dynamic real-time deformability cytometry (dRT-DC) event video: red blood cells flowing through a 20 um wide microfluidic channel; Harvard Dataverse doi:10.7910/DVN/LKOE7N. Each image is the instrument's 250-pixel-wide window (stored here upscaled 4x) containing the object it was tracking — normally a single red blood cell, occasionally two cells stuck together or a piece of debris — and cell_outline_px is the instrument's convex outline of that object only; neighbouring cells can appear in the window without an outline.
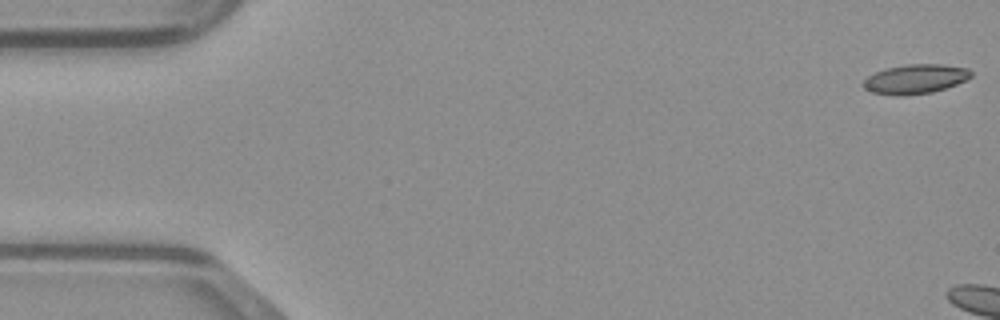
{"species": "common noctule bat (a hibernating species)", "species_latin": "Nyctalus noctula", "temperature_condition": "warm", "stored_images_in_passage": 10, "camera_frame_rate_fps": 3000, "um_per_image_px": 0.085, "animal": {"sex": "male", "body_mass_g": 23.1, "forearm_length_mm": 52.7}, "frame": {"image": 1, "passage_image": 1, "time_ms": 0.0, "image_size_px": [1000, 320], "cell_outline_px": [[972, 76], [956, 84], [932, 92], [900, 96], [896, 96], [872, 92], [864, 88], [860, 84], [868, 76], [884, 68], [904, 64], [940, 64], [968, 68], [972, 72]], "centroid_in_image_um": [77.76, 6.71], "position_along_channel_um": 7.2, "area_um2": 18.5}}